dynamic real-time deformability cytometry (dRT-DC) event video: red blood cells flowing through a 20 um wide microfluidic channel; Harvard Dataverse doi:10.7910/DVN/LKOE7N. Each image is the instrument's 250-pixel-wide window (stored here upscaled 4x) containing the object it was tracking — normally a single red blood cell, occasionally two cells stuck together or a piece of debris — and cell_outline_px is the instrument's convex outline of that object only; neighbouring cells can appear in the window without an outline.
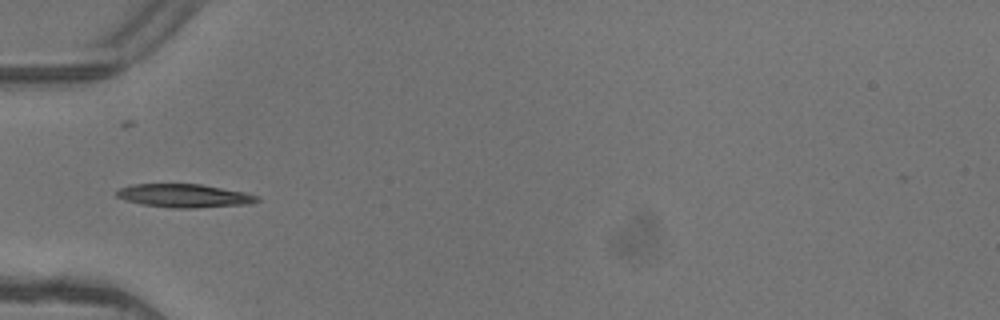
{"species": "common noctule bat (a hibernating species)", "species_latin": "Nyctalus noctula", "temperature_condition": "warm", "stored_images_in_passage": 6, "camera_frame_rate_fps": 3000, "um_per_image_px": 0.085, "animal": {"sex": "female"}, "frame": {"image": 1, "passage_image": 5, "time_ms": 1.333, "image_size_px": [1000, 320], "cell_outline_px": [[260, 200], [248, 204], [192, 208], [168, 208], [144, 204], [124, 200], [116, 196], [116, 192], [120, 188], [132, 184], [200, 184], [244, 192], [260, 196]], "centroid_in_image_um": [15.66, 16.64], "position_along_channel_um": 69.3, "area_um2": 19.07}}
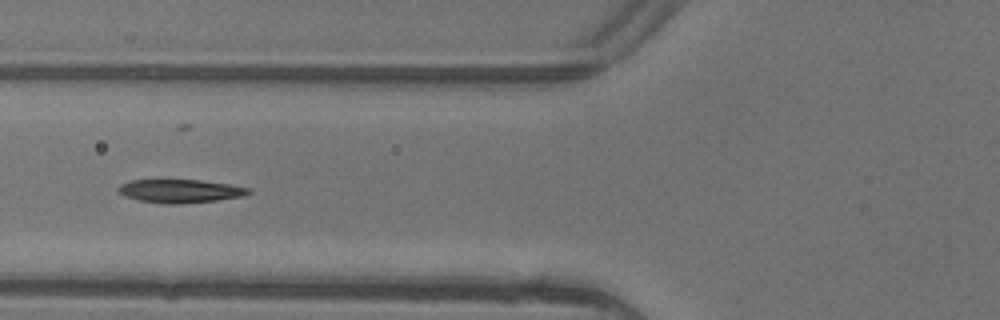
{"frame": {"image": 2, "passage_image": 6, "time_ms": 1.667, "image_size_px": [1000, 320], "cell_outline_px": [[252, 192], [244, 196], [216, 200], [180, 204], [164, 204], [140, 200], [124, 196], [116, 192], [116, 188], [120, 184], [132, 180], [200, 180], [232, 184], [252, 188]], "centroid_in_image_um": [15.33, 16.23], "position_along_channel_um": 110.5, "area_um2": 17.98}}